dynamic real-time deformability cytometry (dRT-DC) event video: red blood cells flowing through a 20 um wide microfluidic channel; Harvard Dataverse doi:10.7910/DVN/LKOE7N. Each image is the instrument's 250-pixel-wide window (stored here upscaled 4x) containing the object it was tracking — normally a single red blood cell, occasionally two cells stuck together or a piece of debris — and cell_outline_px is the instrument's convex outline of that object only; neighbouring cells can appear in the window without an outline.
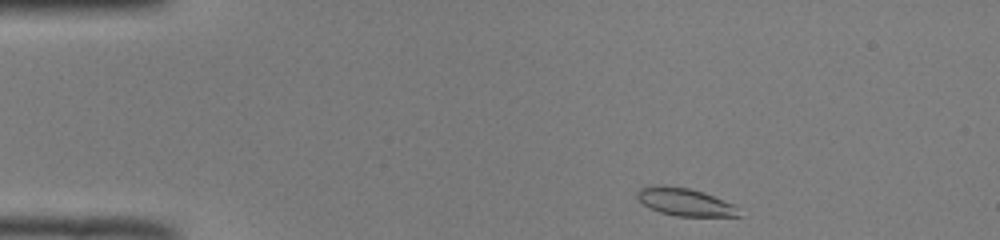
{"species": "common noctule bat (a hibernating species)", "species_latin": "Nyctalus noctula", "temperature_condition": "room temperature", "stored_images_in_passage": 44, "camera_frame_rate_fps": 3000, "um_per_image_px": 0.085, "animal": {"sex": "male", "body_mass_g": 19.0, "forearm_length_mm": 50.8}, "frame": {"image": 1, "passage_image": 1, "time_ms": 0.0, "image_size_px": [1000, 240], "cell_outline_px": [[740, 216], [676, 216], [660, 212], [644, 204], [636, 196], [636, 192], [640, 188], [660, 184], [688, 188], [704, 192], [732, 204], [736, 208]], "centroid_in_image_um": [58.18, 17.15], "position_along_channel_um": 26.8, "area_um2": 16.13}}
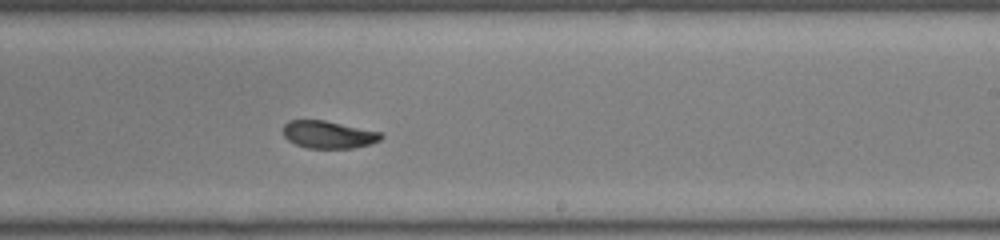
{"frame": {"image": 2, "passage_image": 24, "time_ms": 7.667, "image_size_px": [1000, 240], "cell_outline_px": [[384, 136], [380, 140], [372, 144], [352, 148], [308, 148], [296, 144], [288, 140], [284, 136], [284, 124], [288, 120], [324, 120], [384, 132]], "centroid_in_image_um": [27.97, 11.43], "position_along_channel_um": 261.0, "area_um2": 15.84}}
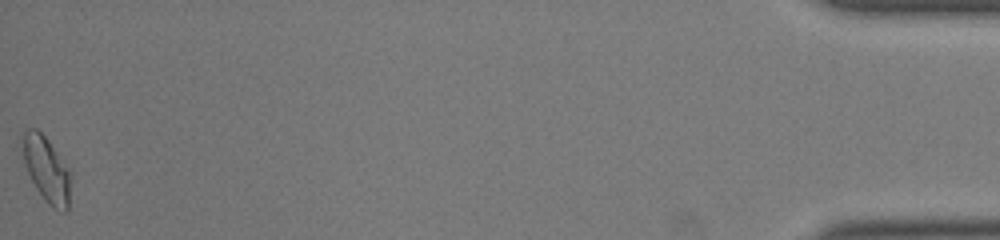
{"frame": {"image": 3, "passage_image": 44, "time_ms": 14.333, "image_size_px": [1000, 240], "cell_outline_px": [[72, 176], [68, 208], [64, 212], [52, 208], [44, 200], [36, 188], [28, 172], [24, 160], [20, 132], [24, 128], [36, 128], [48, 140], [72, 172]], "centroid_in_image_um": [3.96, 14.38], "position_along_channel_um": 431.2, "area_um2": 18.73}, "authors_computed_cell_mechanics": {"area_um2": 16.5886, "velocity_mm_per_s": 3.9789, "shape_relaxation_time_tau1_ms": 4.2868, "shape_relaxation_time_tau2_ms": 3.111, "deformation_change_tau1": 0.1302, "deformation_change_tau2": 0.065}}